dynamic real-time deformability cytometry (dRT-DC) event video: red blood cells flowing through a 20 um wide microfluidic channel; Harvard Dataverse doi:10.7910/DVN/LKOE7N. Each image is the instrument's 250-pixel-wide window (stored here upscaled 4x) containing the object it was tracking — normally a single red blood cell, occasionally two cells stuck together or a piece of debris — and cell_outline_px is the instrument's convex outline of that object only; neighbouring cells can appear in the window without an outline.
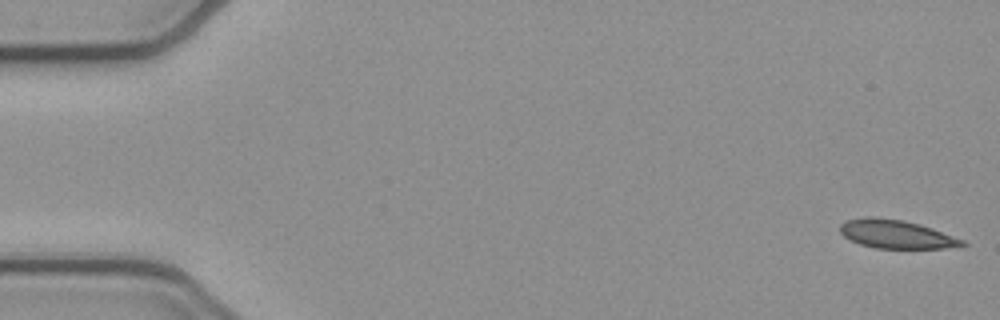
{"species": "common noctule bat (a hibernating species)", "species_latin": "Nyctalus noctula", "temperature_condition": "cold", "stored_images_in_passage": 52, "camera_frame_rate_fps": 3000, "um_per_image_px": 0.085, "animal": {"sex": "female", "body_mass_g": 21.9}, "frame": {"image": 1, "passage_image": 1, "time_ms": 0.0, "image_size_px": [1000, 320], "cell_outline_px": [[968, 244], [944, 248], [876, 248], [860, 244], [844, 236], [840, 232], [840, 224], [848, 220], [868, 216], [872, 216], [904, 220], [920, 224], [932, 228], [964, 240]], "centroid_in_image_um": [76.17, 19.89], "position_along_channel_um": 8.8, "area_um2": 20.11}}
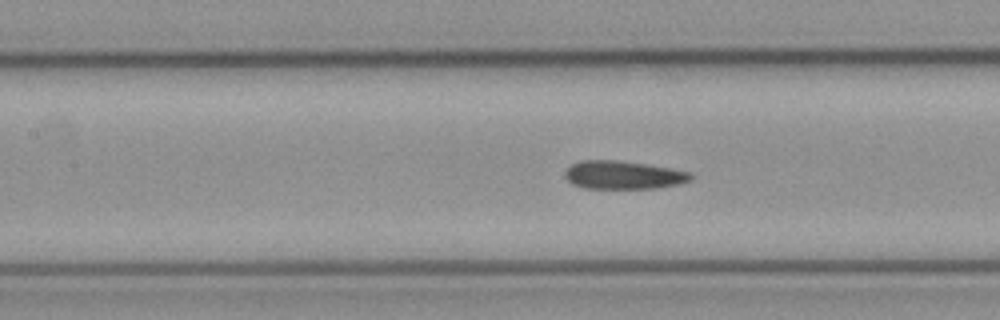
{"frame": {"image": 2, "passage_image": 23, "time_ms": 7.333, "image_size_px": [1000, 320], "cell_outline_px": [[696, 176], [692, 180], [680, 184], [656, 188], [584, 188], [572, 184], [564, 176], [564, 172], [572, 164], [580, 160], [616, 160], [672, 168], [692, 172]], "centroid_in_image_um": [53.03, 14.87], "position_along_channel_um": 154.4, "area_um2": 20.87}}
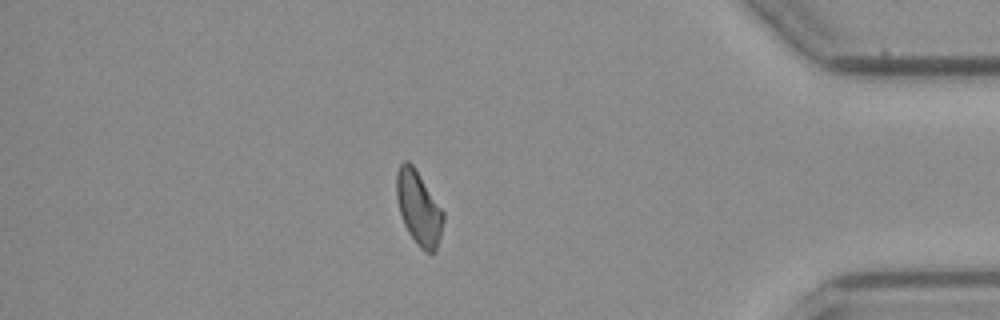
{"frame": {"image": 3, "passage_image": 45, "time_ms": 14.667, "image_size_px": [1000, 320], "cell_outline_px": [[444, 220], [440, 236], [436, 248], [432, 252], [424, 252], [416, 244], [408, 232], [404, 224], [396, 200], [396, 172], [400, 164], [404, 160], [408, 160], [412, 164], [444, 212]], "centroid_in_image_um": [35.56, 17.67], "position_along_channel_um": 399.6, "area_um2": 20.0}, "authors_computed_cell_mechanics": {"area_um2": 20.9525, "velocity_mm_per_s": 3.8864, "shape_relaxation_time_tau1_ms": null, "shape_relaxation_time_tau2_ms": 3.8927, "deformation_change_tau1": null, "deformation_change_tau2": 0.1009}}